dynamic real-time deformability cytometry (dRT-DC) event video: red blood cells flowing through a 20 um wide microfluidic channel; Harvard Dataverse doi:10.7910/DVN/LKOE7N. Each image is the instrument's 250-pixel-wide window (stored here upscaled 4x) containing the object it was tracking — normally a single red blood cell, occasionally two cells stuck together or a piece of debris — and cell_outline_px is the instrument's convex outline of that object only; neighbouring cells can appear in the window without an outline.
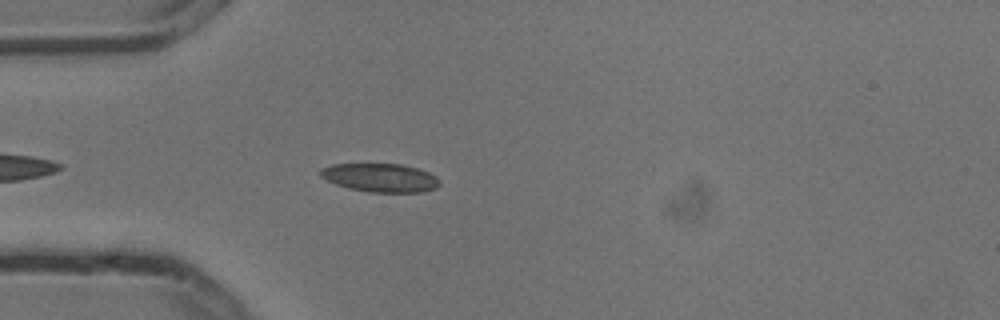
{"species": "common noctule bat (a hibernating species)", "species_latin": "Nyctalus noctula", "temperature_condition": "cold", "stored_images_in_passage": 5, "camera_frame_rate_fps": 3000, "um_per_image_px": 0.085, "animal": {"sex": "male", "body_mass_g": 13.3}, "frame": {"image": 1, "passage_image": 5, "time_ms": 1.333, "image_size_px": [1000, 320], "cell_outline_px": [[440, 184], [436, 188], [424, 192], [368, 192], [348, 188], [336, 184], [320, 176], [320, 168], [332, 164], [400, 164], [416, 168], [428, 172], [436, 176], [440, 180]], "centroid_in_image_um": [32.34, 15.11], "position_along_channel_um": 52.7, "area_um2": 19.83}}